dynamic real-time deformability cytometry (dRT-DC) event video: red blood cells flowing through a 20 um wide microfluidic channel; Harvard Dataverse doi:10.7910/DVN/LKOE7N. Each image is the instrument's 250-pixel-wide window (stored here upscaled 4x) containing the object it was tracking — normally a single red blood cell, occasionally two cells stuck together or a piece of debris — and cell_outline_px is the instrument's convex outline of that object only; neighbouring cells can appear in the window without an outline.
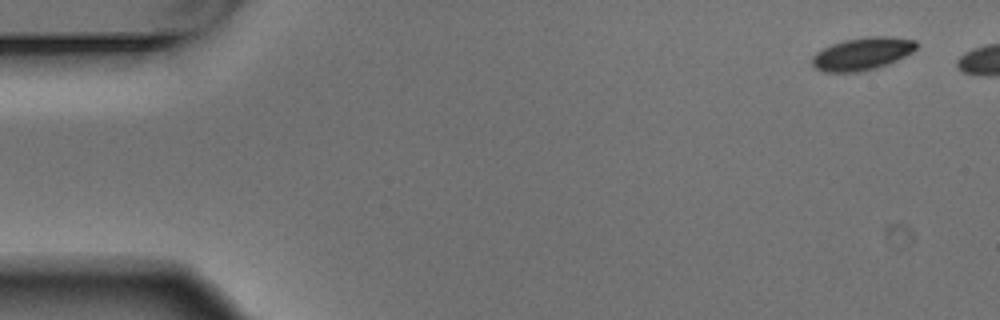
{"species": "Egyptian fruit bat (a non-hibernating species)", "species_latin": "Rousettus aegyptiacus", "temperature_condition": "warm", "stored_images_in_passage": 5, "camera_frame_rate_fps": 3000, "um_per_image_px": 0.085, "animal": {"sex": "male"}, "frame": {"image": 1, "passage_image": 1, "time_ms": 0.0, "image_size_px": [1000, 320], "cell_outline_px": [[916, 48], [912, 52], [888, 64], [876, 68], [856, 72], [824, 72], [816, 68], [812, 64], [812, 56], [816, 52], [832, 44], [844, 40], [868, 36], [888, 36], [916, 40]], "centroid_in_image_um": [73.28, 4.56], "position_along_channel_um": 11.7, "area_um2": 19.71}}
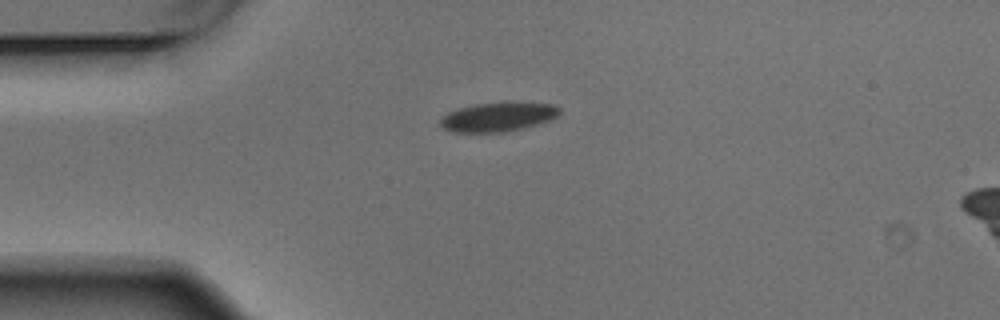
{"frame": {"image": 2, "passage_image": 5, "time_ms": 1.333, "image_size_px": [1000, 320], "cell_outline_px": [[560, 112], [556, 116], [548, 120], [536, 124], [504, 132], [456, 132], [444, 128], [440, 124], [440, 120], [448, 112], [460, 108], [476, 104], [520, 100], [556, 104], [560, 108]], "centroid_in_image_um": [42.39, 9.89], "position_along_channel_um": 42.6, "area_um2": 20.46}}